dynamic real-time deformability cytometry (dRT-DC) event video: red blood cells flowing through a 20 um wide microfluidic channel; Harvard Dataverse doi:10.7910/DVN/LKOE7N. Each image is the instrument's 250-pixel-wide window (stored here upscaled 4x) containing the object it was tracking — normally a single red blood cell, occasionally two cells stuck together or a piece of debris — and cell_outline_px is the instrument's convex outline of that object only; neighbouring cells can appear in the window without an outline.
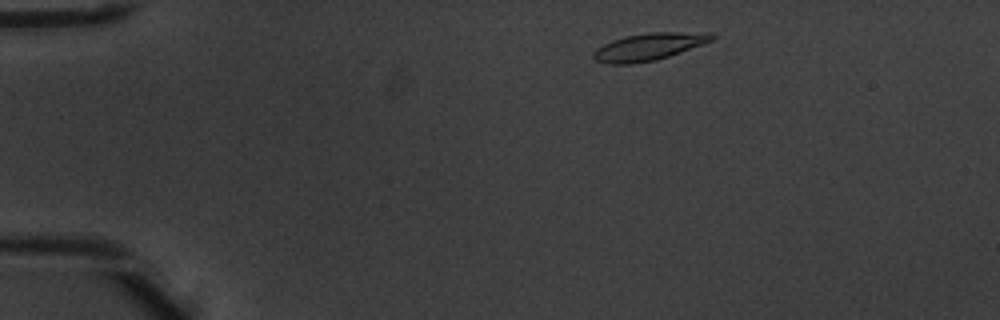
{"species": "common noctule bat (a hibernating species)", "species_latin": "Nyctalus noctula", "temperature_condition": "warm", "stored_images_in_passage": 6, "camera_frame_rate_fps": 3000, "um_per_image_px": 0.085, "animal": {"sex": "male", "body_mass_g": 20.1, "forearm_length_mm": 53.5}, "frame": {"image": 1, "passage_image": 1, "time_ms": 0.0, "image_size_px": [1000, 320], "cell_outline_px": [[716, 36], [712, 40], [680, 52], [656, 60], [632, 64], [608, 64], [596, 60], [592, 56], [596, 48], [612, 40], [624, 36], [648, 32], [712, 32]], "centroid_in_image_um": [55.14, 3.96], "position_along_channel_um": 29.9, "area_um2": 18.79}}
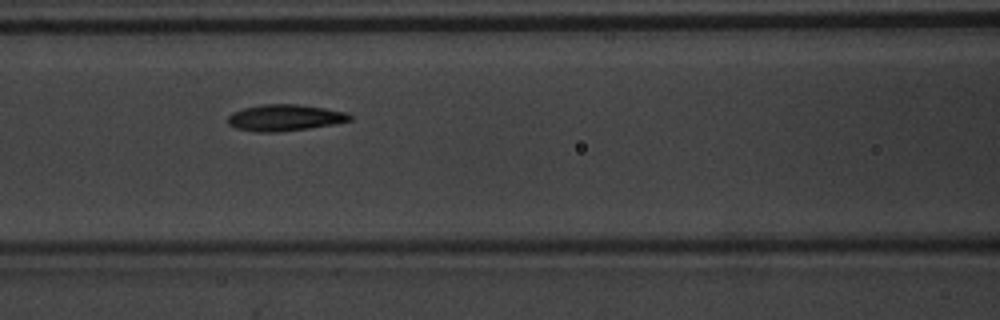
{"frame": {"image": 2, "passage_image": 5, "time_ms": 1.333, "image_size_px": [1000, 320], "cell_outline_px": [[352, 120], [332, 124], [308, 128], [276, 132], [256, 132], [236, 128], [228, 124], [228, 116], [232, 112], [244, 108], [264, 104], [296, 104], [324, 108], [348, 112], [352, 116]], "centroid_in_image_um": [24.2, 10.0], "position_along_channel_um": 142.4, "area_um2": 18.67}}
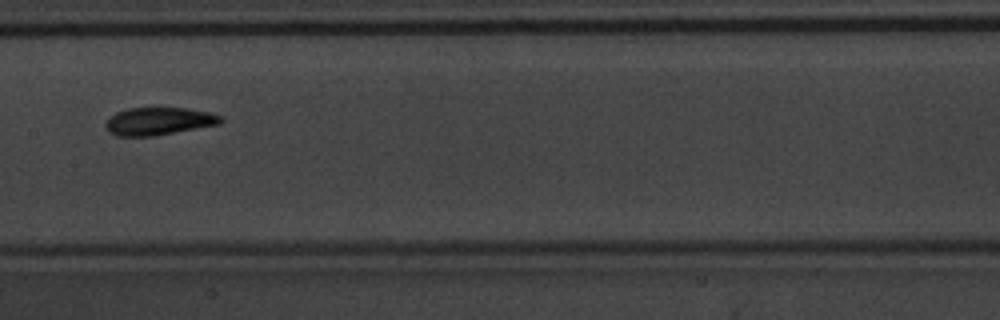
{"frame": {"image": 3, "passage_image": 6, "time_ms": 1.667, "image_size_px": [1000, 320], "cell_outline_px": [[224, 120], [220, 124], [152, 136], [116, 136], [108, 132], [104, 124], [116, 112], [128, 108], [188, 108], [208, 112], [220, 116]], "centroid_in_image_um": [13.48, 10.3], "position_along_channel_um": 193.9, "area_um2": 18.44}}